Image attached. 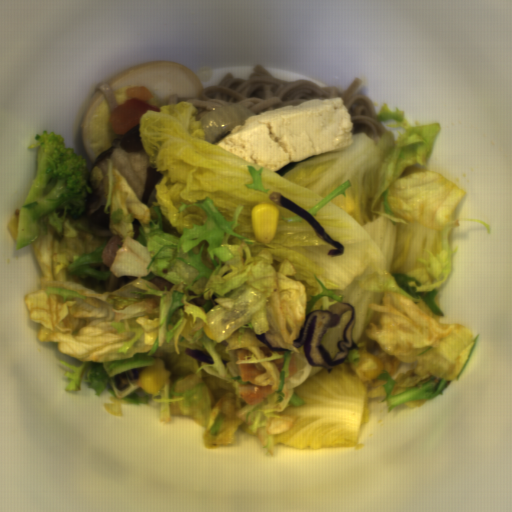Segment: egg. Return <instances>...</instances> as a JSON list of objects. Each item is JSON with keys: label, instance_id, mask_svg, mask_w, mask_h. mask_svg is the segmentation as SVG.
I'll use <instances>...</instances> for the list:
<instances>
[{"label": "egg", "instance_id": "1", "mask_svg": "<svg viewBox=\"0 0 512 512\" xmlns=\"http://www.w3.org/2000/svg\"><path fill=\"white\" fill-rule=\"evenodd\" d=\"M111 85L118 105L128 98L130 87H147L154 98L143 100L155 107L166 106L173 94L191 97L201 93L203 86L196 73L184 64L170 61H149L138 63L112 76Z\"/></svg>", "mask_w": 512, "mask_h": 512}, {"label": "egg", "instance_id": "2", "mask_svg": "<svg viewBox=\"0 0 512 512\" xmlns=\"http://www.w3.org/2000/svg\"><path fill=\"white\" fill-rule=\"evenodd\" d=\"M111 113L105 95L98 88L94 92L81 122L83 145L91 162L111 148L121 135L113 131L110 122Z\"/></svg>", "mask_w": 512, "mask_h": 512}]
</instances>
